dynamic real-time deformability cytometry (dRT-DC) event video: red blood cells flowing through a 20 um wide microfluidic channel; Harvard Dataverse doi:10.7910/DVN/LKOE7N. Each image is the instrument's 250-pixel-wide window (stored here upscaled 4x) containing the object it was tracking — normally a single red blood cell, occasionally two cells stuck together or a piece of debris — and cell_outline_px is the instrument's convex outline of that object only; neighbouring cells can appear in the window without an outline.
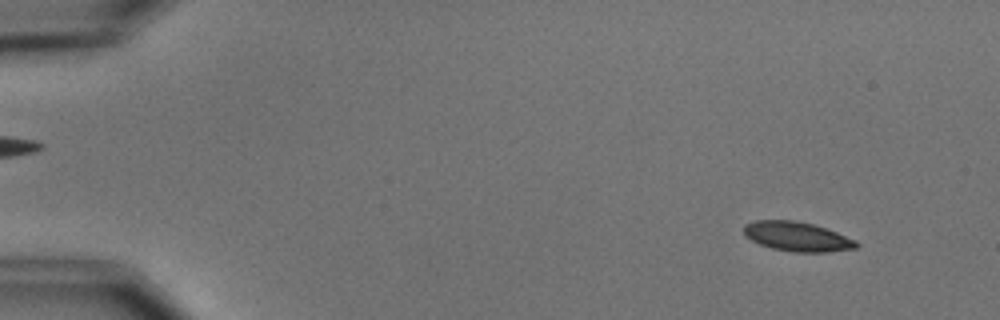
{"species": "common noctule bat (a hibernating species)", "species_latin": "Nyctalus noctula", "temperature_condition": "cold", "stored_images_in_passage": 55, "camera_frame_rate_fps": 3000, "um_per_image_px": 0.085, "animal": {"sex": "male", "body_mass_g": 15.6}, "frame": {"image": 1, "passage_image": 5, "time_ms": 1.333, "image_size_px": [1000, 320], "cell_outline_px": [[856, 244], [844, 248], [780, 248], [764, 244], [756, 240], [744, 228], [752, 224], [772, 220], [780, 220], [808, 224], [832, 232]], "centroid_in_image_um": [67.62, 20.02], "position_along_channel_um": 17.4, "area_um2": 15.14}}
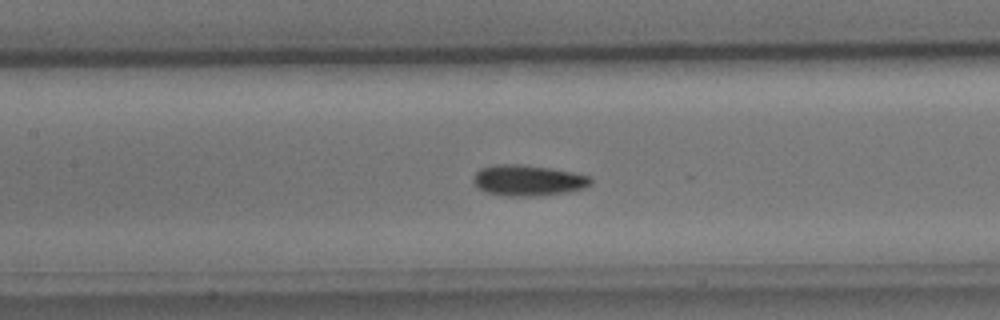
{"frame": {"image": 2, "passage_image": 26, "time_ms": 8.333, "image_size_px": [1000, 320], "cell_outline_px": [[588, 180], [580, 184], [564, 188], [488, 188], [480, 184], [480, 172], [492, 168], [528, 168], [556, 172], [580, 176]], "centroid_in_image_um": [44.83, 15.19], "position_along_channel_um": 162.6, "area_um2": 12.72}}
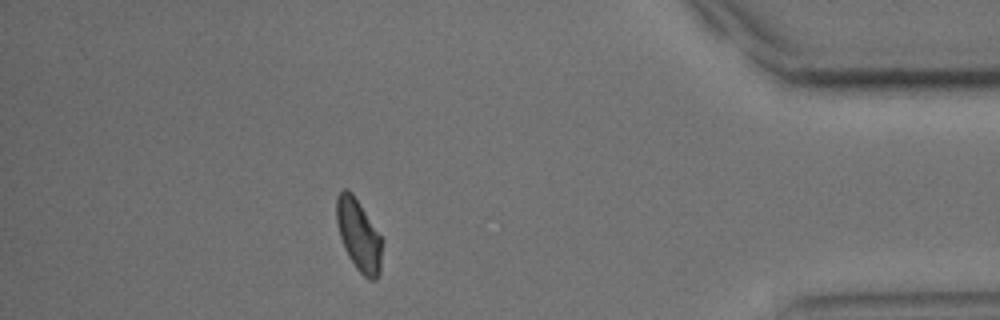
{"frame": {"image": 3, "passage_image": 49, "time_ms": 16.0, "image_size_px": [1000, 320], "cell_outline_px": [[380, 252], [376, 276], [368, 276], [356, 264], [348, 252], [344, 244], [340, 232], [336, 208], [340, 192], [348, 192], [356, 200], [380, 236]], "centroid_in_image_um": [30.47, 19.91], "position_along_channel_um": 404.7, "area_um2": 16.3}, "authors_computed_cell_mechanics": {"area_um2": 15.028, "velocity_mm_per_s": 3.6622, "shape_relaxation_time_tau1_ms": null, "shape_relaxation_time_tau2_ms": 6.0408, "deformation_change_tau1": null, "deformation_change_tau2": 0.1018}}